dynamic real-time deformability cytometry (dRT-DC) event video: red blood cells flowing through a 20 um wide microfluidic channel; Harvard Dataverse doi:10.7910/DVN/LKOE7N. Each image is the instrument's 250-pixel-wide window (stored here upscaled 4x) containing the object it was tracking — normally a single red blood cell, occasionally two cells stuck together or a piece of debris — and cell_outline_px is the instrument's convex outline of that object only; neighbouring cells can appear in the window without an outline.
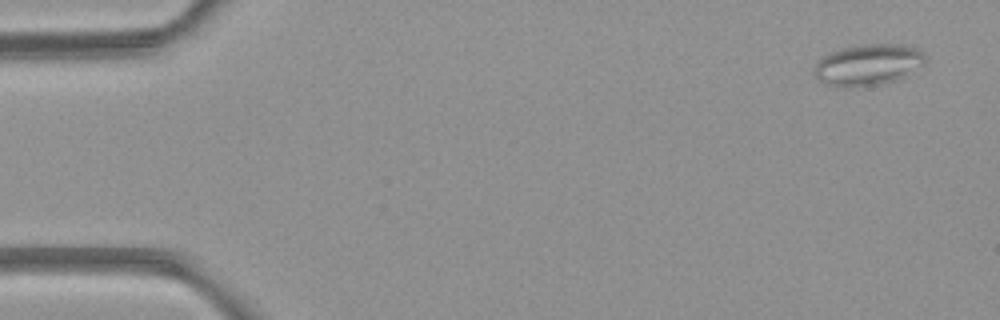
{"species": "common noctule bat (a hibernating species)", "species_latin": "Nyctalus noctula", "temperature_condition": "room temperature", "stored_images_in_passage": 3, "camera_frame_rate_fps": 3000, "um_per_image_px": 0.085, "animal": {"sex": "female", "body_mass_g": 21.9}, "frame": {"image": 1, "passage_image": 1, "time_ms": 0.0, "image_size_px": [1000, 320], "cell_outline_px": [[924, 64], [904, 76], [892, 80], [876, 84], [844, 88], [828, 84], [820, 80], [812, 72], [812, 68], [824, 56], [832, 52], [844, 48], [860, 44], [900, 44], [916, 48], [924, 56]], "centroid_in_image_um": [73.74, 5.49], "position_along_channel_um": 11.3, "area_um2": 26.13}}